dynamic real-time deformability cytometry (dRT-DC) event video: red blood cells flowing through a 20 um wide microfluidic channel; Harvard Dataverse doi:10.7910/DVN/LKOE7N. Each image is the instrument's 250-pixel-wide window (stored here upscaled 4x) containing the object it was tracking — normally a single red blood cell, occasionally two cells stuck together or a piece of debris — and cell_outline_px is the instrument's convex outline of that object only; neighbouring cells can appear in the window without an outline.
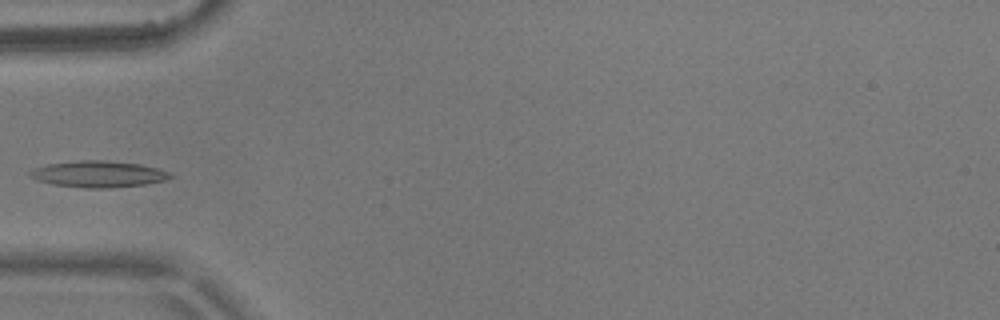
{"species": "common noctule bat (a hibernating species)", "species_latin": "Nyctalus noctula", "temperature_condition": "warm", "stored_images_in_passage": 4, "camera_frame_rate_fps": 3000, "um_per_image_px": 0.085, "animal": {"sex": "male", "body_mass_g": 17.9}, "frame": {"image": 1, "passage_image": 4, "time_ms": 1.0, "image_size_px": [1000, 320], "cell_outline_px": [[176, 176], [168, 180], [144, 184], [108, 188], [84, 188], [52, 184], [36, 180], [28, 176], [28, 172], [36, 168], [48, 164], [80, 160], [104, 160], [140, 164], [172, 172]], "centroid_in_image_um": [8.4, 14.8], "position_along_channel_um": 76.6, "area_um2": 21.73}}